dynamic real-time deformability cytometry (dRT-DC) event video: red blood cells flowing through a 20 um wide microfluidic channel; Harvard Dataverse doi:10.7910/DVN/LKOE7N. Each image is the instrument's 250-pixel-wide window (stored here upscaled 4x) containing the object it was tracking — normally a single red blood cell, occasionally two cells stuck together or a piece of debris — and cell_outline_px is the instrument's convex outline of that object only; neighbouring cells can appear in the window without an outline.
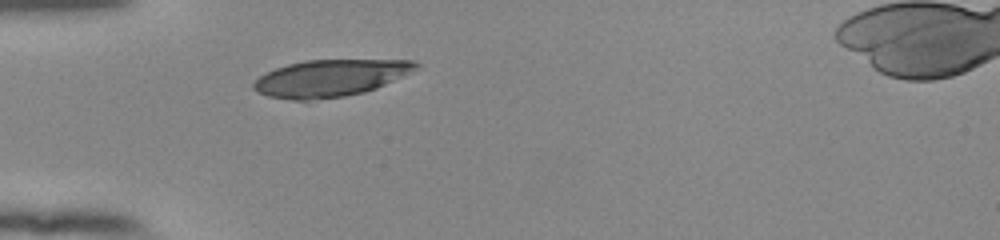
{"species": "human", "species_latin": "Homo sapiens", "temperature_condition": "room temperature", "stored_images_in_passage": 30, "camera_frame_rate_fps": 3000, "um_per_image_px": 0.085, "donor": {"sex": "female"}, "frame": {"image": 1, "passage_image": 1, "time_ms": 0.0, "image_size_px": [1000, 240], "cell_outline_px": [[420, 64], [416, 68], [376, 88], [364, 92], [344, 96], [308, 100], [292, 100], [268, 96], [256, 92], [252, 88], [252, 84], [260, 76], [276, 68], [288, 64], [304, 60], [416, 60]], "centroid_in_image_um": [28.02, 6.63], "position_along_channel_um": 57.0, "area_um2": 34.45}}
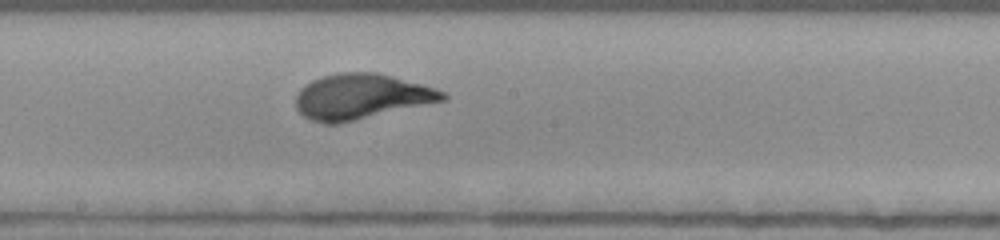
{"frame": {"image": 2, "passage_image": 14, "time_ms": 4.333, "image_size_px": [1000, 240], "cell_outline_px": [[448, 96], [444, 100], [336, 124], [324, 124], [312, 120], [304, 116], [296, 108], [296, 96], [300, 88], [304, 84], [312, 80], [324, 76], [340, 72], [376, 72], [392, 76], [436, 88], [444, 92]], "centroid_in_image_um": [30.66, 8.2], "position_along_channel_um": 217.5, "area_um2": 38.38}}
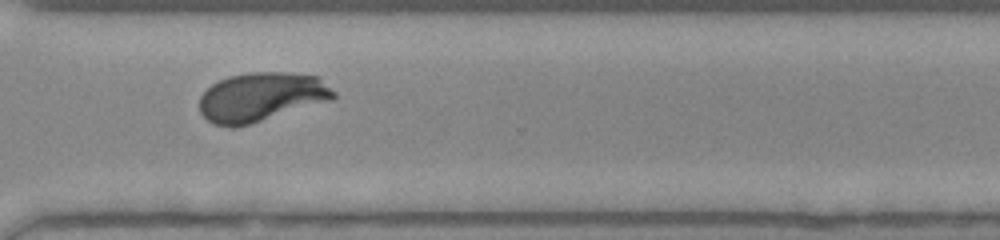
{"frame": {"image": 3, "passage_image": 24, "time_ms": 7.667, "image_size_px": [1000, 240], "cell_outline_px": [[336, 96], [332, 100], [236, 128], [232, 128], [212, 124], [200, 112], [200, 96], [212, 84], [228, 76], [248, 72], [288, 72], [316, 76], [336, 92]], "centroid_in_image_um": [22.19, 8.25], "position_along_channel_um": 348.4, "area_um2": 38.38}, "authors_computed_cell_mechanics": {"area_um2": 37.9746, "velocity_mm_per_s": 3.911, "shape_relaxation_time_tau1_ms": 3.5337, "shape_relaxation_time_tau2_ms": null, "deformation_change_tau1": 0.1678, "deformation_change_tau2": null}}